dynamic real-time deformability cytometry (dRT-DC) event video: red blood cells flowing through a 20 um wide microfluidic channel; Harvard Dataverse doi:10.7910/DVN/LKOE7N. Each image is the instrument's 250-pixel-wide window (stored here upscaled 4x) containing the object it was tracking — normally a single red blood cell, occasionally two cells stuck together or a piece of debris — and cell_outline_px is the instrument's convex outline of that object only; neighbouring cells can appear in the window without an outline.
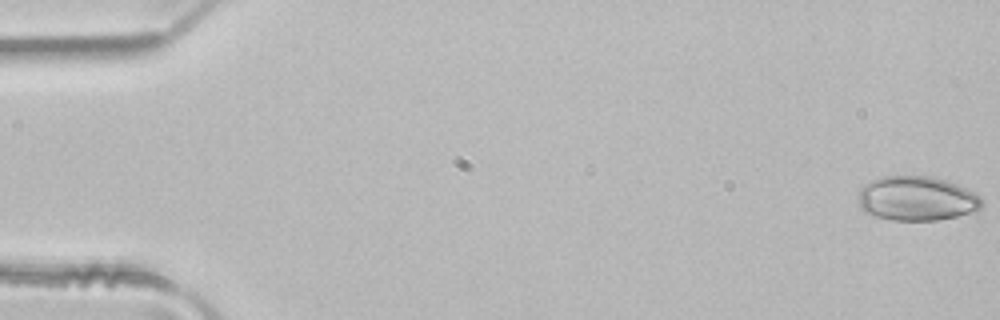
{"species": "common noctule bat (a hibernating species)", "species_latin": "Nyctalus noctula", "temperature_condition": "room temperature", "stored_images_in_passage": 47, "camera_frame_rate_fps": 3000, "um_per_image_px": 0.085, "animal": {"sex": "male", "body_mass_g": 21.5, "forearm_length_mm": 52.0}, "frame": {"image": 1, "passage_image": 1, "time_ms": 0.0, "image_size_px": [1000, 320], "cell_outline_px": [[984, 208], [976, 212], [940, 220], [892, 220], [872, 216], [864, 212], [860, 208], [860, 188], [864, 184], [872, 180], [884, 176], [928, 176], [944, 180], [956, 184], [980, 196], [984, 204]], "centroid_in_image_um": [77.95, 16.89], "position_along_channel_um": 7.1, "area_um2": 32.19}}
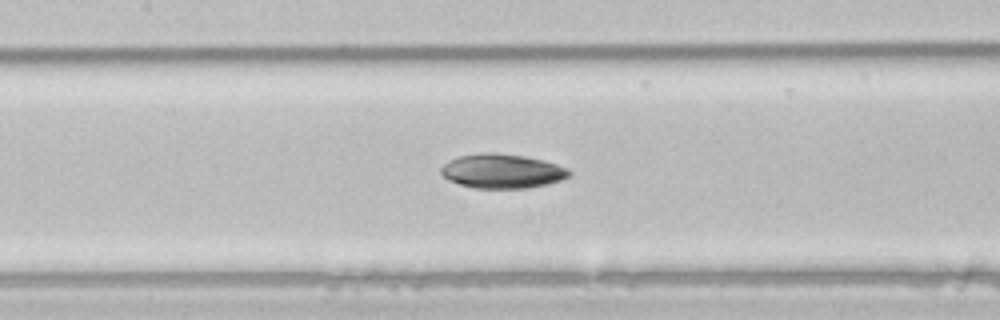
{"frame": {"image": 2, "passage_image": 23, "time_ms": 7.333, "image_size_px": [1000, 320], "cell_outline_px": [[572, 176], [548, 184], [528, 188], [472, 188], [448, 180], [440, 172], [440, 168], [448, 160], [460, 156], [484, 152], [492, 152], [524, 156], [556, 164], [572, 172]], "centroid_in_image_um": [42.66, 14.55], "position_along_channel_um": 164.7, "area_um2": 25.55}}
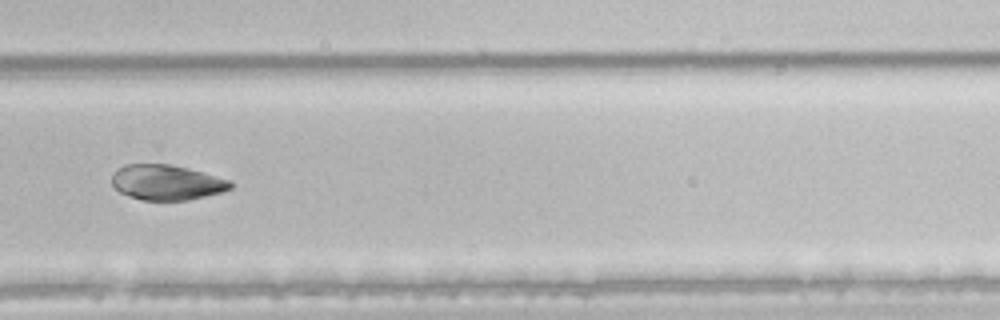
{"frame": {"image": 3, "passage_image": 34, "time_ms": 11.0, "image_size_px": [1000, 320], "cell_outline_px": [[232, 188], [224, 192], [188, 200], [140, 200], [128, 196], [120, 192], [112, 184], [112, 176], [124, 164], [172, 164], [188, 168], [232, 180]], "centroid_in_image_um": [14.2, 15.51], "position_along_channel_um": 315.6, "area_um2": 24.45}}